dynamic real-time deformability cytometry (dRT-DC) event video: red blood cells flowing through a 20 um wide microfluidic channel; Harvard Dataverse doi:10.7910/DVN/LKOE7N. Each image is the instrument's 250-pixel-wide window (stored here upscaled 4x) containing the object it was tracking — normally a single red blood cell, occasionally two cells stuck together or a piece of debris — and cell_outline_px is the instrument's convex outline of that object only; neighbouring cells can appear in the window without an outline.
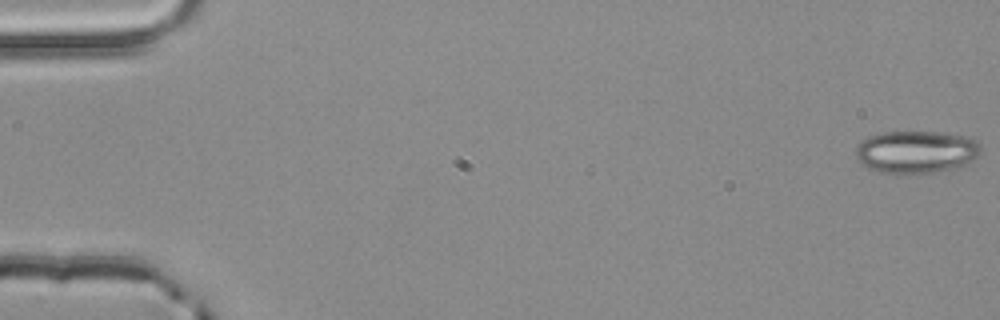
{"species": "common noctule bat (a hibernating species)", "species_latin": "Nyctalus noctula", "temperature_condition": "room temperature", "stored_images_in_passage": 5, "camera_frame_rate_fps": 3000, "um_per_image_px": 0.085, "animal": {"sex": "male", "body_mass_g": 20.4}, "frame": {"image": 1, "passage_image": 1, "time_ms": 0.0, "image_size_px": [1000, 320], "cell_outline_px": [[980, 152], [976, 160], [960, 168], [932, 172], [876, 172], [868, 168], [856, 156], [856, 144], [860, 140], [868, 136], [884, 132], [940, 132], [968, 136], [980, 140]], "centroid_in_image_um": [77.94, 12.89], "position_along_channel_um": 7.1, "area_um2": 31.27}}